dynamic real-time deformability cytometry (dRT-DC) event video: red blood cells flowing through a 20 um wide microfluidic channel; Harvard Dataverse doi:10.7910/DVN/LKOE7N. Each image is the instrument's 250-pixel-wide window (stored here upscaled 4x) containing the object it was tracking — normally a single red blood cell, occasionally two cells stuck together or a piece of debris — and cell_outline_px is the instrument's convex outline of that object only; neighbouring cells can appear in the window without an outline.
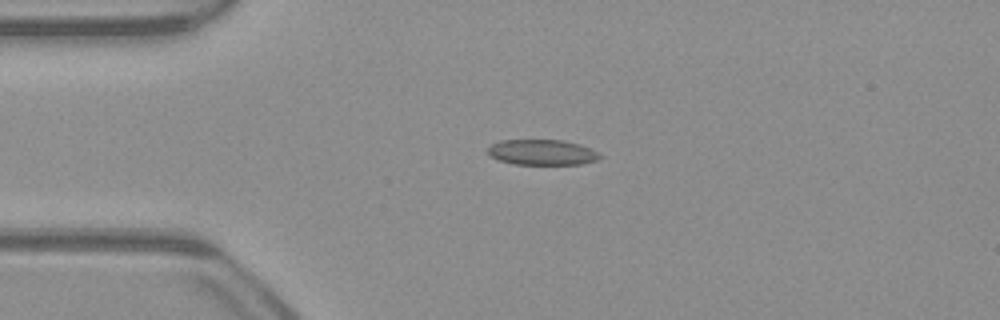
{"species": "common noctule bat (a hibernating species)", "species_latin": "Nyctalus noctula", "temperature_condition": "warm", "stored_images_in_passage": 52, "camera_frame_rate_fps": 3000, "um_per_image_px": 0.085, "animal": {"sex": "male", "body_mass_g": 23.1, "forearm_length_mm": 52.7}, "frame": {"image": 1, "passage_image": 11, "time_ms": 3.333, "image_size_px": [1000, 320], "cell_outline_px": [[604, 156], [596, 160], [580, 164], [512, 164], [500, 160], [492, 156], [488, 152], [488, 148], [492, 144], [500, 140], [564, 140], [580, 144]], "centroid_in_image_um": [46.08, 12.94], "position_along_channel_um": 38.9, "area_um2": 16.47}}
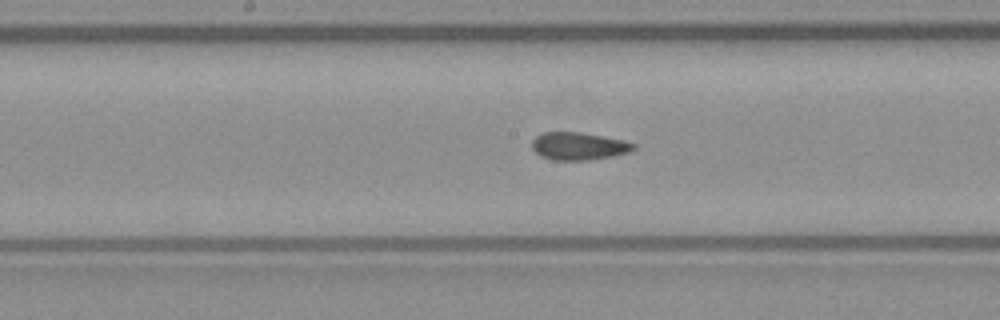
{"frame": {"image": 2, "passage_image": 25, "time_ms": 8.0, "image_size_px": [1000, 320], "cell_outline_px": [[636, 148], [628, 152], [612, 156], [588, 160], [552, 160], [540, 156], [532, 148], [532, 140], [536, 136], [544, 132], [580, 132], [624, 140], [636, 144]], "centroid_in_image_um": [49.18, 12.42], "position_along_channel_um": 199.0, "area_um2": 16.36}}
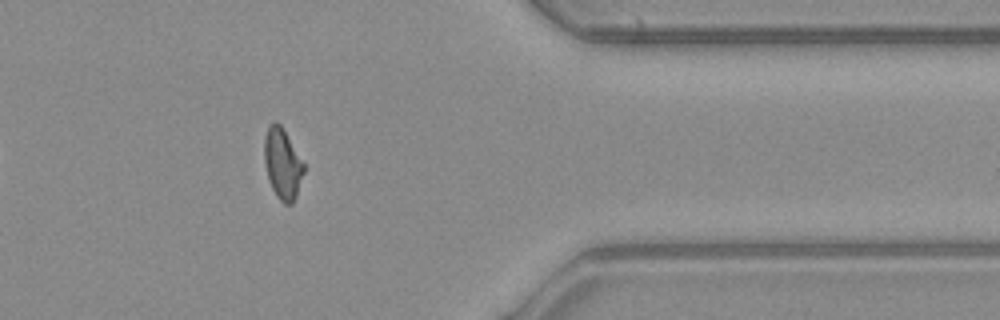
{"frame": {"image": 3, "passage_image": 41, "time_ms": 13.333, "image_size_px": [1000, 320], "cell_outline_px": [[304, 172], [296, 196], [292, 204], [284, 204], [276, 196], [272, 188], [268, 176], [264, 160], [264, 136], [268, 124], [272, 120], [276, 120], [280, 124], [304, 164]], "centroid_in_image_um": [23.99, 13.89], "position_along_channel_um": 387.4, "area_um2": 16.18}, "authors_computed_cell_mechanics": {"area_um2": 16.4152, "velocity_mm_per_s": 3.9502, "shape_relaxation_time_tau1_ms": null, "shape_relaxation_time_tau2_ms": 2.8412, "deformation_change_tau1": null, "deformation_change_tau2": 0.0752}}